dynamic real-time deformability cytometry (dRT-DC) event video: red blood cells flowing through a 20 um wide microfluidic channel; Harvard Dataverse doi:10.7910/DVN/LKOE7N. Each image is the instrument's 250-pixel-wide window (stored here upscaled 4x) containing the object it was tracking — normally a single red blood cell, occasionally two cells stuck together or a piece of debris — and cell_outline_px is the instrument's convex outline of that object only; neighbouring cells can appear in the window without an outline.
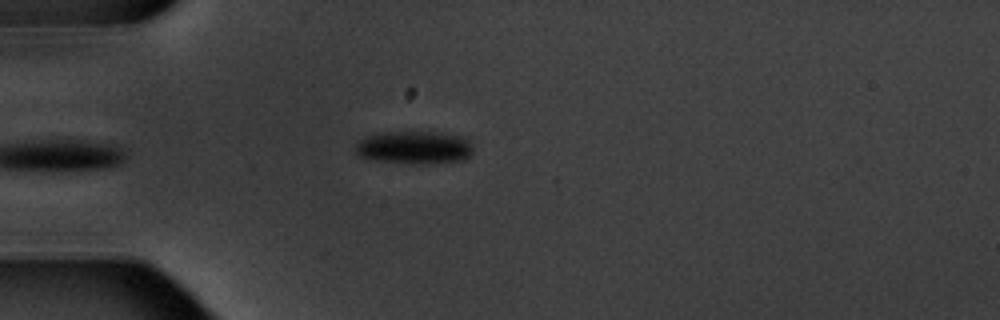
{"species": "common noctule bat (a hibernating species)", "species_latin": "Nyctalus noctula", "temperature_condition": "warm", "stored_images_in_passage": 5, "camera_frame_rate_fps": 3000, "um_per_image_px": 0.085, "animal": {"sex": "male", "body_mass_g": 20.1, "forearm_length_mm": 53.5}, "frame": {"image": 1, "passage_image": 5, "time_ms": 4.667, "image_size_px": [1000, 320], "cell_outline_px": [[472, 152], [468, 156], [460, 160], [424, 164], [412, 164], [380, 160], [360, 156], [356, 152], [356, 144], [364, 136], [380, 132], [440, 132], [460, 136], [468, 140], [472, 144]], "centroid_in_image_um": [35.21, 12.52], "position_along_channel_um": 49.8, "area_um2": 22.43}}